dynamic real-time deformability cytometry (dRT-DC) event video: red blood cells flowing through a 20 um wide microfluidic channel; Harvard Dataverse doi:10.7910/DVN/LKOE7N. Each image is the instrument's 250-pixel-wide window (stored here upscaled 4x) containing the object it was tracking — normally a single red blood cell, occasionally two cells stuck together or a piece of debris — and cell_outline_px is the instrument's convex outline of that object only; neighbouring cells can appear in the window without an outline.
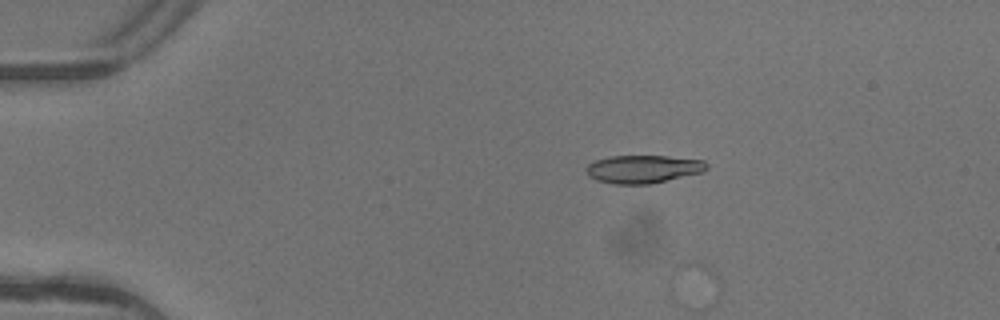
{"species": "common noctule bat (a hibernating species)", "species_latin": "Nyctalus noctula", "temperature_condition": "warm", "stored_images_in_passage": 5, "camera_frame_rate_fps": 3000, "um_per_image_px": 0.085, "animal": {"sex": "female"}, "frame": {"image": 1, "passage_image": 3, "time_ms": 0.667, "image_size_px": [1000, 320], "cell_outline_px": [[708, 168], [704, 172], [652, 184], [616, 184], [596, 180], [588, 176], [584, 168], [588, 164], [596, 160], [608, 156], [668, 156], [704, 160], [708, 164]], "centroid_in_image_um": [54.68, 14.37], "position_along_channel_um": 30.3, "area_um2": 19.94}}